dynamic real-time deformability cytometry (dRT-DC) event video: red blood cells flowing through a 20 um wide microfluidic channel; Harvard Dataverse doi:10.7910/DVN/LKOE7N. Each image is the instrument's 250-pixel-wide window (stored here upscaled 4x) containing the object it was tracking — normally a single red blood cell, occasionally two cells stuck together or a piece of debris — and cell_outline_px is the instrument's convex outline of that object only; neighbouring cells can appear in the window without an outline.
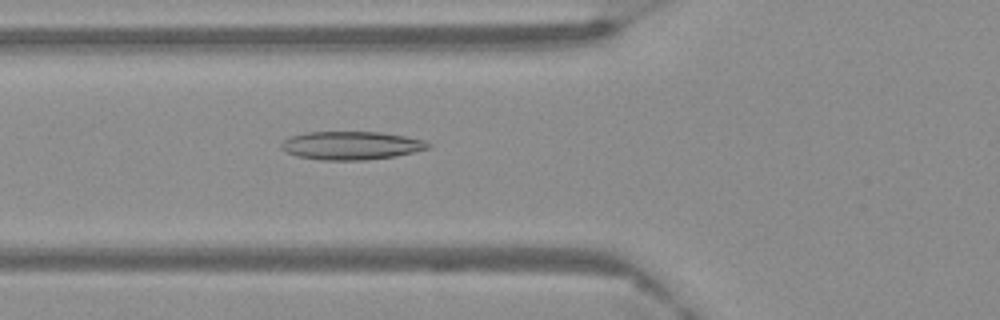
{"species": "Egyptian fruit bat (a non-hibernating species)", "species_latin": "Rousettus aegyptiacus", "temperature_condition": "warm", "stored_images_in_passage": 61, "camera_frame_rate_fps": 3000, "um_per_image_px": 0.085, "frame": {"image": 1, "passage_image": 23, "time_ms": 7.333, "image_size_px": [1000, 320], "cell_outline_px": [[432, 148], [396, 156], [364, 160], [320, 160], [296, 156], [280, 148], [280, 144], [284, 140], [292, 136], [304, 132], [380, 132], [404, 136], [424, 140], [432, 144]], "centroid_in_image_um": [29.88, 12.37], "position_along_channel_um": 95.9, "area_um2": 24.33}}
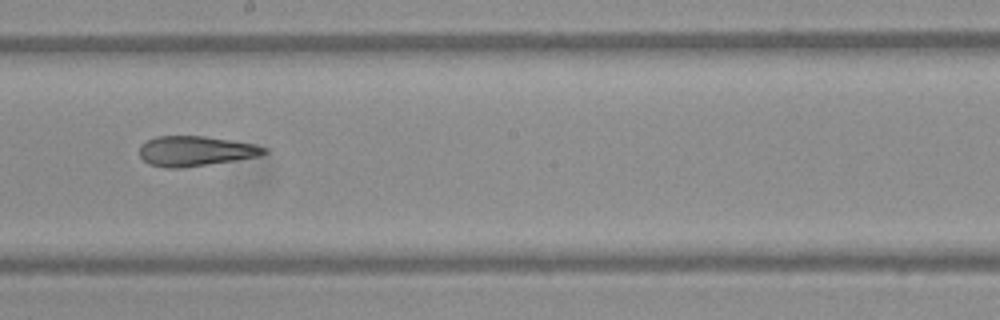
{"frame": {"image": 2, "passage_image": 35, "time_ms": 11.333, "image_size_px": [1000, 320], "cell_outline_px": [[268, 152], [256, 156], [236, 160], [180, 168], [164, 168], [148, 164], [140, 156], [140, 144], [156, 136], [204, 136], [256, 144], [268, 148]], "centroid_in_image_um": [16.6, 12.84], "position_along_channel_um": 231.6, "area_um2": 21.79}}
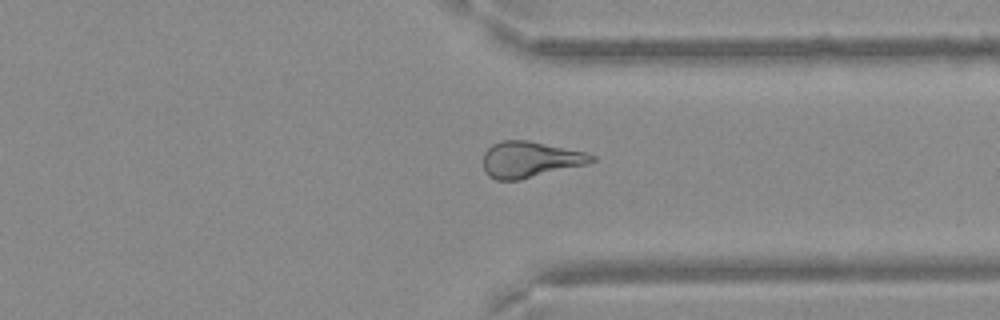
{"frame": {"image": 3, "passage_image": 47, "time_ms": 15.333, "image_size_px": [1000, 320], "cell_outline_px": [[596, 160], [588, 164], [520, 180], [496, 180], [488, 176], [484, 168], [484, 152], [492, 144], [500, 140], [528, 140], [584, 152], [596, 156]], "centroid_in_image_um": [45.05, 13.56], "position_along_channel_um": 366.4, "area_um2": 22.83}}